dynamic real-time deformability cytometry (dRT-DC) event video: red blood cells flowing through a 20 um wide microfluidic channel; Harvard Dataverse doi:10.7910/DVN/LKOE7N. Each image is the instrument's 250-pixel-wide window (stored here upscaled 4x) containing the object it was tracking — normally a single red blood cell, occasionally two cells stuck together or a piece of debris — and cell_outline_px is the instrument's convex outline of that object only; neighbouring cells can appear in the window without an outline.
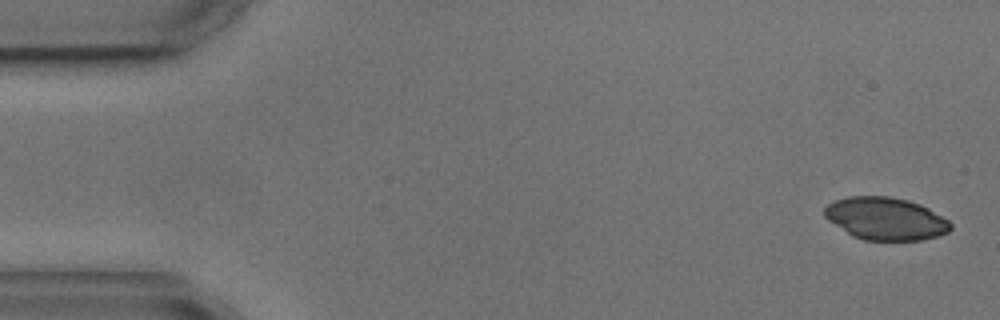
{"species": "common noctule bat (a hibernating species)", "species_latin": "Nyctalus noctula", "temperature_condition": "cold", "stored_images_in_passage": 5, "camera_frame_rate_fps": 3000, "um_per_image_px": 0.085, "animal": {"sex": "male", "body_mass_g": 17.9, "forearm_length_mm": 54.2}, "frame": {"image": 1, "passage_image": 1, "time_ms": 0.0, "image_size_px": [1000, 320], "cell_outline_px": [[952, 228], [948, 232], [936, 236], [920, 240], [864, 240], [852, 236], [828, 220], [824, 216], [824, 208], [828, 204], [836, 200], [848, 196], [888, 196], [908, 200], [920, 204], [928, 208], [948, 220], [952, 224]], "centroid_in_image_um": [75.27, 18.58], "position_along_channel_um": 9.7, "area_um2": 31.21}}